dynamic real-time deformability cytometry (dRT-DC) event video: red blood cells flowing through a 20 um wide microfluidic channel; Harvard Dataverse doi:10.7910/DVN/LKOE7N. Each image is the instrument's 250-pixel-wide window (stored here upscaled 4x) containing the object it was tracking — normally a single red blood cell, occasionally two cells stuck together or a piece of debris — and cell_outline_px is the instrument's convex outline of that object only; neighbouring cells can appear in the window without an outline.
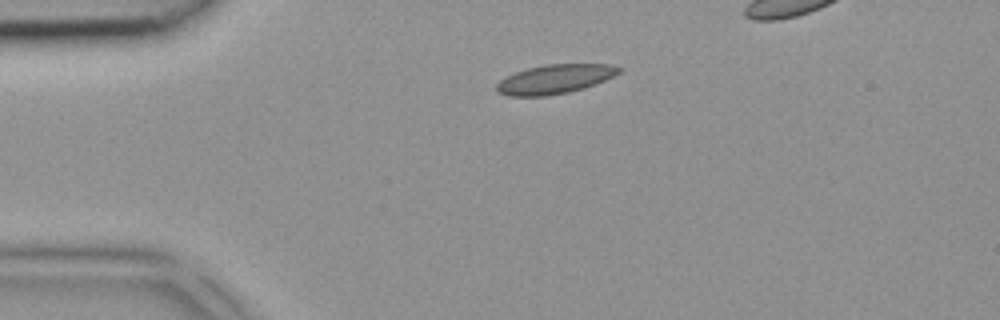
{"species": "common noctule bat (a hibernating species)", "species_latin": "Nyctalus noctula", "temperature_condition": "room temperature", "stored_images_in_passage": 2, "camera_frame_rate_fps": 3000, "um_per_image_px": 0.085, "animal": {"sex": "female", "body_mass_g": 18.4}, "frame": {"image": 1, "passage_image": 1, "time_ms": 0.0, "image_size_px": [1000, 320], "cell_outline_px": [[624, 68], [620, 72], [596, 84], [584, 88], [568, 92], [548, 96], [508, 96], [496, 92], [496, 84], [500, 80], [516, 72], [528, 68], [544, 64], [612, 64]], "centroid_in_image_um": [47.16, 6.72], "position_along_channel_um": 37.8, "area_um2": 20.87}}